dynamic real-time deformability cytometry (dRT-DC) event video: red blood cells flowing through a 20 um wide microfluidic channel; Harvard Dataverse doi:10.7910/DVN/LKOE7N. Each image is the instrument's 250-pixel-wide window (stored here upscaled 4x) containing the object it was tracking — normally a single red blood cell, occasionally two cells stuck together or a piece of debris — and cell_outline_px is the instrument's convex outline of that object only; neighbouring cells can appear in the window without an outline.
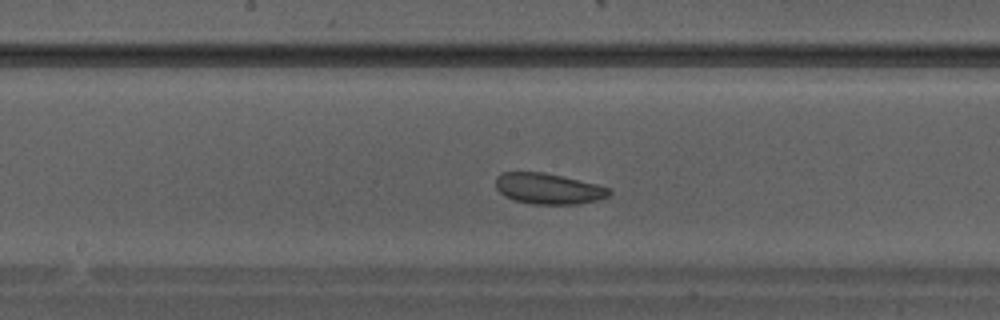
{"species": "Egyptian fruit bat (a non-hibernating species)", "species_latin": "Rousettus aegyptiacus", "temperature_condition": "warm", "stored_images_in_passage": 32, "camera_frame_rate_fps": 3000, "um_per_image_px": 0.085, "animal": {"sex": "male"}, "frame": {"image": 1, "passage_image": 14, "time_ms": 4.333, "image_size_px": [1000, 320], "cell_outline_px": [[612, 192], [608, 196], [600, 200], [580, 204], [532, 204], [512, 200], [504, 196], [496, 188], [496, 176], [500, 172], [544, 172], [596, 184], [612, 188]], "centroid_in_image_um": [46.62, 16.04], "position_along_channel_um": 201.6, "area_um2": 20.63}}